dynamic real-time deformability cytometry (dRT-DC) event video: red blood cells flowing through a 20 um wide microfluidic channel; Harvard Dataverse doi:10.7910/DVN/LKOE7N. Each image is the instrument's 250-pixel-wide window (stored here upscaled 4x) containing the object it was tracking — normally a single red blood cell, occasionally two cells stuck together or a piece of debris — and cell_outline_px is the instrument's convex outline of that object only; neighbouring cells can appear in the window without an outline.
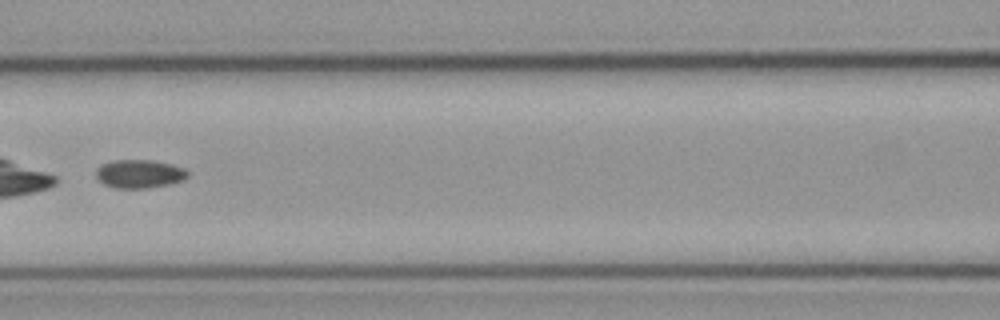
{"species": "common noctule bat (a hibernating species)", "species_latin": "Nyctalus noctula", "temperature_condition": "cold", "stored_images_in_passage": 8, "camera_frame_rate_fps": 3000, "um_per_image_px": 0.085, "animal": {"sex": "male", "body_mass_g": 23.1, "forearm_length_mm": 52.7}, "frame": {"image": 1, "passage_image": 5, "time_ms": 1.333, "image_size_px": [1000, 320], "cell_outline_px": [[188, 176], [184, 180], [168, 184], [144, 188], [116, 188], [104, 184], [96, 176], [96, 168], [100, 164], [116, 160], [152, 160], [172, 164], [184, 168], [188, 172]], "centroid_in_image_um": [11.85, 14.76], "position_along_channel_um": 154.8, "area_um2": 15.14}}
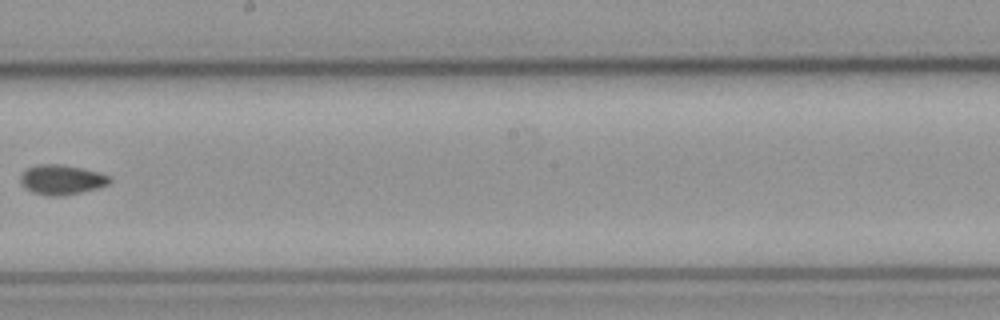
{"frame": {"image": 2, "passage_image": 7, "time_ms": 2.0, "image_size_px": [1000, 320], "cell_outline_px": [[112, 180], [108, 184], [96, 188], [80, 192], [60, 196], [48, 196], [32, 192], [24, 188], [20, 180], [20, 176], [28, 168], [36, 164], [60, 164], [80, 168], [112, 176]], "centroid_in_image_um": [5.22, 15.27], "position_along_channel_um": 243.0, "area_um2": 15.37}}
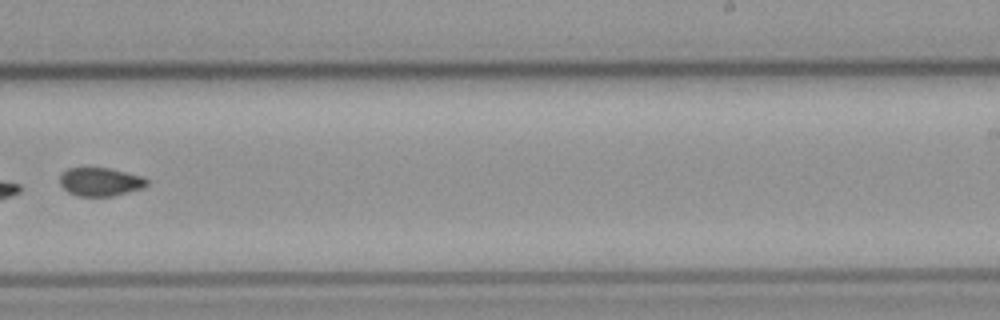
{"frame": {"image": 3, "passage_image": 8, "time_ms": 2.333, "image_size_px": [1000, 320], "cell_outline_px": [[148, 184], [144, 188], [112, 196], [76, 196], [68, 192], [60, 184], [60, 176], [68, 168], [108, 168], [144, 176], [148, 180]], "centroid_in_image_um": [8.56, 15.46], "position_along_channel_um": 280.4, "area_um2": 14.45}}